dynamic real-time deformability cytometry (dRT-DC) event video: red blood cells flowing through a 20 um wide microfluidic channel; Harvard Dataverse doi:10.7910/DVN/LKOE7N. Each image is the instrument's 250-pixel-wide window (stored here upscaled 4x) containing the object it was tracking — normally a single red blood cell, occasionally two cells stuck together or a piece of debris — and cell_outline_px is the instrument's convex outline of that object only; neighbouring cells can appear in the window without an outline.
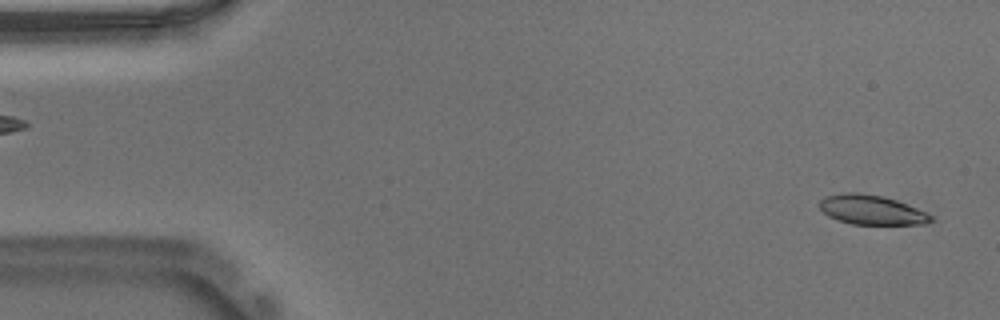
{"species": "Egyptian fruit bat (a non-hibernating species)", "species_latin": "Rousettus aegyptiacus", "temperature_condition": "warm", "stored_images_in_passage": 53, "camera_frame_rate_fps": 3000, "um_per_image_px": 0.085, "animal": {"sex": "male"}, "frame": {"image": 1, "passage_image": 2, "time_ms": 0.333, "image_size_px": [1000, 320], "cell_outline_px": [[932, 220], [924, 224], [852, 224], [836, 220], [828, 216], [820, 208], [820, 200], [824, 196], [844, 192], [856, 192], [884, 196], [896, 200], [916, 208], [932, 216]], "centroid_in_image_um": [74.03, 17.83], "position_along_channel_um": 11.0, "area_um2": 19.07}}
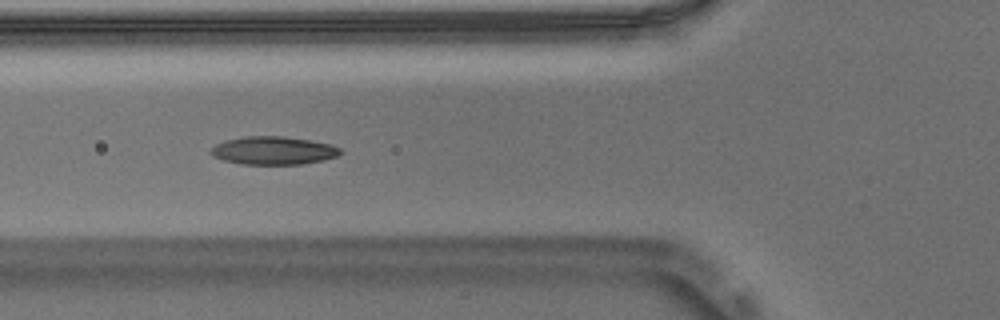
{"frame": {"image": 2, "passage_image": 19, "time_ms": 6.0, "image_size_px": [1000, 320], "cell_outline_px": [[344, 152], [336, 156], [324, 160], [300, 164], [244, 164], [224, 160], [212, 156], [208, 152], [216, 144], [224, 140], [244, 136], [284, 136], [308, 140], [328, 144], [340, 148]], "centroid_in_image_um": [23.21, 12.79], "position_along_channel_um": 102.6, "area_um2": 21.15}}
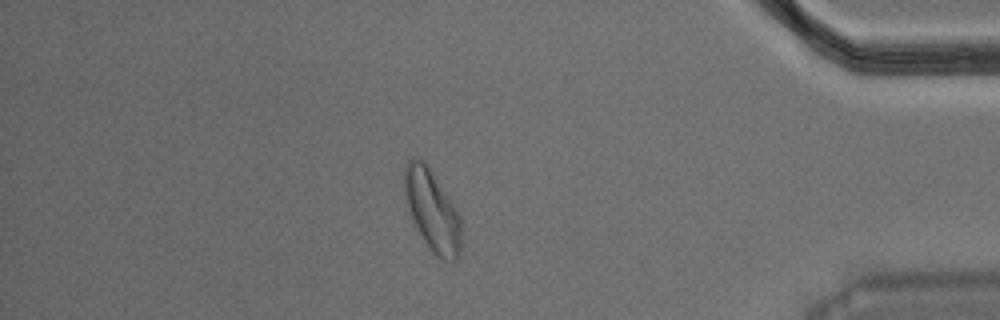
{"frame": {"image": 3, "passage_image": 46, "time_ms": 15.0, "image_size_px": [1000, 320], "cell_outline_px": [[460, 252], [456, 260], [444, 260], [436, 256], [432, 252], [424, 240], [408, 208], [404, 196], [404, 168], [408, 160], [412, 156], [416, 156], [424, 160], [456, 208], [460, 216]], "centroid_in_image_um": [36.72, 17.84], "position_along_channel_um": 398.5, "area_um2": 26.53}, "authors_computed_cell_mechanics": {"area_um2": 20.5768, "velocity_mm_per_s": 3.699, "shape_relaxation_time_tau1_ms": 10.7988, "shape_relaxation_time_tau2_ms": 3.32, "deformation_change_tau1": 0.2538, "deformation_change_tau2": 0.0902}}